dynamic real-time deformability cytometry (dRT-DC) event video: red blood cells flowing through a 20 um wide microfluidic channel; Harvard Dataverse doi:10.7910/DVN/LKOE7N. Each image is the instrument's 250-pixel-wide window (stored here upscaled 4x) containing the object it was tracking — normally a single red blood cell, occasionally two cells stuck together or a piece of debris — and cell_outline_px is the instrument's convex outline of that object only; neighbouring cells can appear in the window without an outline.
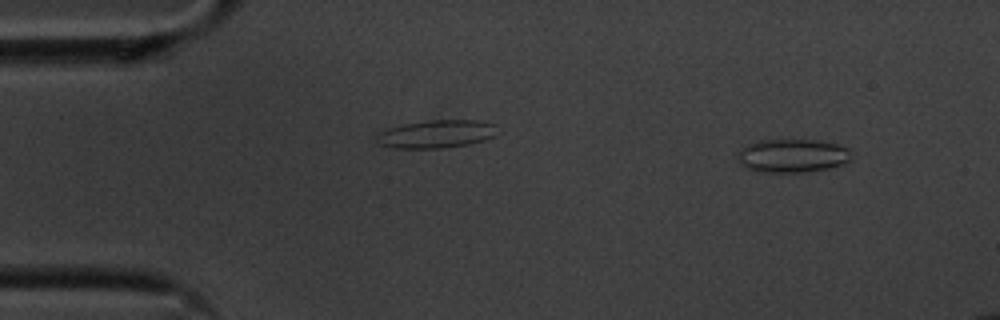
{"species": "common noctule bat (a hibernating species)", "species_latin": "Nyctalus noctula", "temperature_condition": "cold", "stored_images_in_passage": 15, "segment_of_instrument_passage": [1, 2], "camera_frame_rate_fps": 3000, "um_per_image_px": 0.085, "animal": {"sex": "male", "body_mass_g": 20.1, "forearm_length_mm": 53.5}, "frame": {"image": 1, "passage_image": 5, "time_ms": 1.333, "image_size_px": [1000, 320], "cell_outline_px": [[848, 160], [840, 164], [828, 168], [804, 172], [768, 172], [744, 168], [736, 160], [736, 152], [748, 144], [756, 140], [816, 140], [836, 144], [848, 148]], "centroid_in_image_um": [67.24, 13.23], "position_along_channel_um": 17.8, "area_um2": 22.02}}